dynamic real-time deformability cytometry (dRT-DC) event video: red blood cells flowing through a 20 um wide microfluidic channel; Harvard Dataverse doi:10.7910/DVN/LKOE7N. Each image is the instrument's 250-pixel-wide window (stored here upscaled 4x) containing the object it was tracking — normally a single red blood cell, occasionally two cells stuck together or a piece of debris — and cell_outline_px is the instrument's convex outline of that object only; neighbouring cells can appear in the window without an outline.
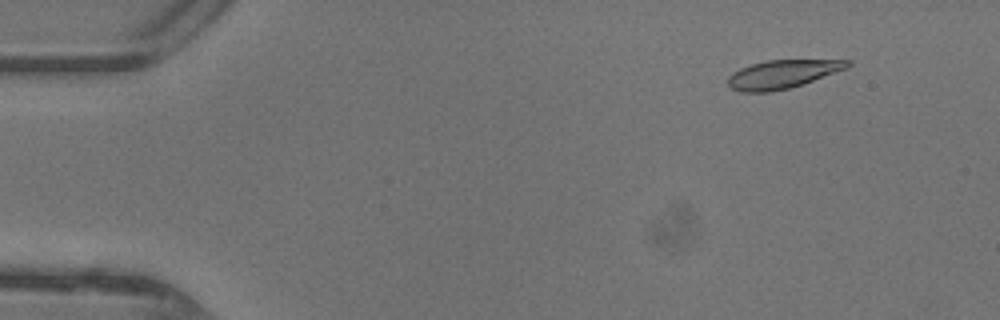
{"species": "common noctule bat (a hibernating species)", "species_latin": "Nyctalus noctula", "temperature_condition": "warm", "stored_images_in_passage": 35, "camera_frame_rate_fps": 3000, "um_per_image_px": 0.085, "animal": {"sex": "female"}, "frame": {"image": 1, "passage_image": 5, "time_ms": 1.333, "image_size_px": [1000, 320], "cell_outline_px": [[852, 64], [848, 68], [804, 84], [788, 88], [768, 92], [740, 92], [732, 88], [728, 84], [728, 76], [732, 72], [740, 68], [752, 64], [768, 60], [852, 60]], "centroid_in_image_um": [66.52, 6.3], "position_along_channel_um": 18.5, "area_um2": 19.83}}
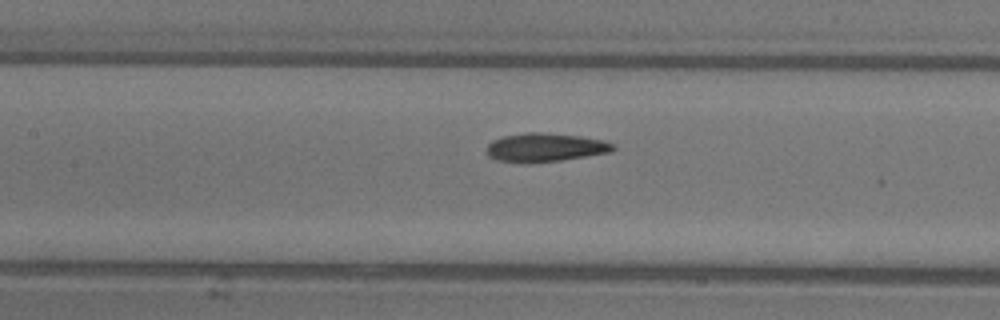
{"frame": {"image": 2, "passage_image": 22, "time_ms": 7.0, "image_size_px": [1000, 320], "cell_outline_px": [[616, 148], [612, 152], [560, 160], [496, 160], [488, 156], [488, 144], [492, 140], [504, 136], [528, 132], [540, 132], [580, 136], [604, 140], [612, 144]], "centroid_in_image_um": [46.4, 12.49], "position_along_channel_um": 161.0, "area_um2": 20.23}}
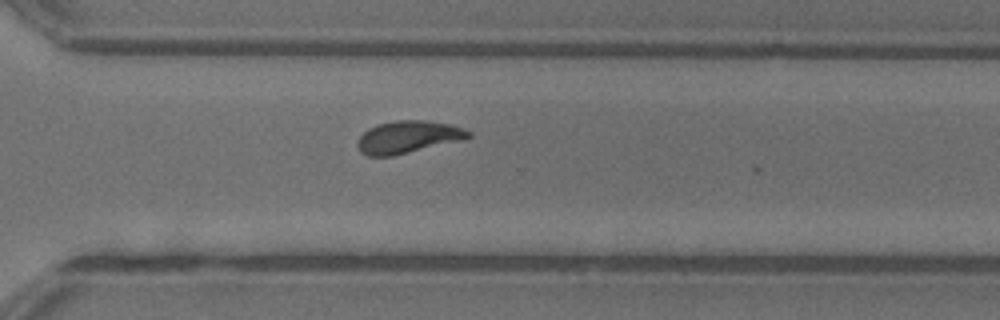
{"frame": {"image": 3, "passage_image": 34, "time_ms": 11.0, "image_size_px": [1000, 320], "cell_outline_px": [[472, 136], [464, 140], [392, 156], [368, 156], [360, 152], [356, 144], [360, 136], [368, 128], [380, 124], [396, 120], [424, 120], [452, 124], [464, 128], [472, 132]], "centroid_in_image_um": [34.72, 11.65], "position_along_channel_um": 335.9, "area_um2": 21.1}}